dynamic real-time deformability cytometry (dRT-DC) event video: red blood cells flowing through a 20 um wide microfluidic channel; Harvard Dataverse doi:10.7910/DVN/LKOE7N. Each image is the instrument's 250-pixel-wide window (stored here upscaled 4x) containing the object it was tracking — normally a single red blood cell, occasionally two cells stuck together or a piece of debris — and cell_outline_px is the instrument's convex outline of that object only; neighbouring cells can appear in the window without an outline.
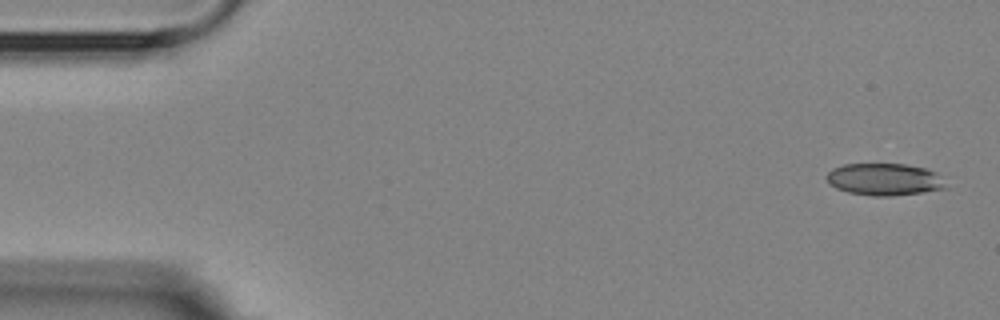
{"species": "Egyptian fruit bat (a non-hibernating species)", "species_latin": "Rousettus aegyptiacus", "temperature_condition": "room temperature", "stored_images_in_passage": 5, "segment_of_instrument_passage": [2, 2], "camera_frame_rate_fps": 3000, "um_per_image_px": 0.085, "animal": {"sex": "female"}, "frame": {"image": 1, "passage_image": 5, "time_ms": 4.667, "image_size_px": [1000, 320], "cell_outline_px": [[948, 188], [892, 196], [872, 196], [848, 192], [836, 188], [828, 184], [824, 176], [832, 168], [844, 164], [904, 164], [924, 168], [936, 172]], "centroid_in_image_um": [75.11, 15.25], "position_along_channel_um": 9.9, "area_um2": 22.31}}